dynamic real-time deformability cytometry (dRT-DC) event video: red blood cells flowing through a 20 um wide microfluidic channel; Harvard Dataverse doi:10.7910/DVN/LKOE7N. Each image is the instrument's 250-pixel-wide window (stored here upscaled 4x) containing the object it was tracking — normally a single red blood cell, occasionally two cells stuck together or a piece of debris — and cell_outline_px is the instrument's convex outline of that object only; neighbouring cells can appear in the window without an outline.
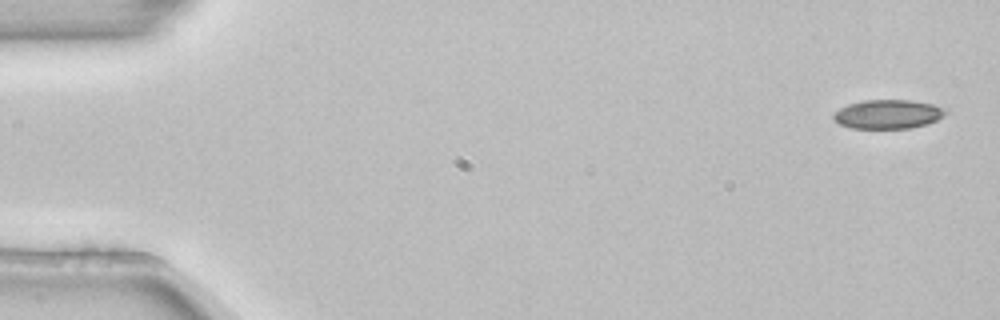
{"species": "common noctule bat (a hibernating species)", "species_latin": "Nyctalus noctula", "temperature_condition": "room temperature", "stored_images_in_passage": 4, "camera_frame_rate_fps": 3000, "um_per_image_px": 0.085, "animal": {"sex": "female", "body_mass_g": 22.7, "forearm_length_mm": 54.2}, "frame": {"image": 1, "passage_image": 1, "time_ms": 0.0, "image_size_px": [1000, 320], "cell_outline_px": [[948, 112], [936, 120], [928, 124], [912, 128], [852, 128], [840, 124], [832, 116], [840, 108], [848, 104], [864, 100], [912, 100], [932, 104], [944, 108]], "centroid_in_image_um": [75.5, 9.7], "position_along_channel_um": 9.5, "area_um2": 18.84}}
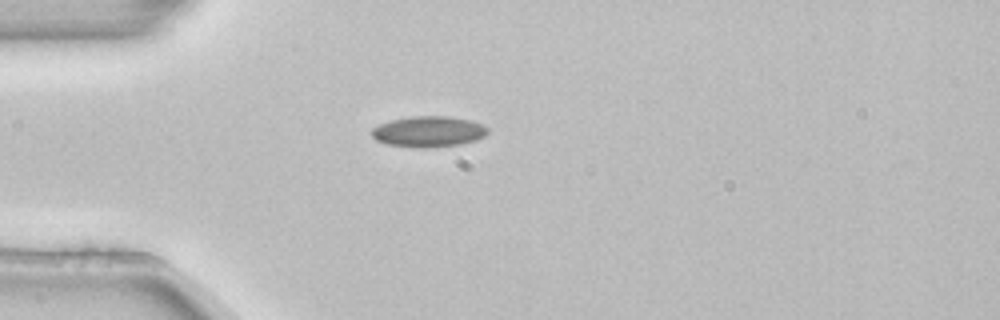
{"frame": {"image": 2, "passage_image": 4, "time_ms": 1.0, "image_size_px": [1000, 320], "cell_outline_px": [[488, 132], [484, 136], [476, 140], [460, 144], [388, 144], [376, 140], [372, 136], [372, 128], [380, 124], [392, 120], [412, 116], [448, 116], [468, 120], [484, 124], [488, 128]], "centroid_in_image_um": [36.47, 11.11], "position_along_channel_um": 48.5, "area_um2": 19.59}}